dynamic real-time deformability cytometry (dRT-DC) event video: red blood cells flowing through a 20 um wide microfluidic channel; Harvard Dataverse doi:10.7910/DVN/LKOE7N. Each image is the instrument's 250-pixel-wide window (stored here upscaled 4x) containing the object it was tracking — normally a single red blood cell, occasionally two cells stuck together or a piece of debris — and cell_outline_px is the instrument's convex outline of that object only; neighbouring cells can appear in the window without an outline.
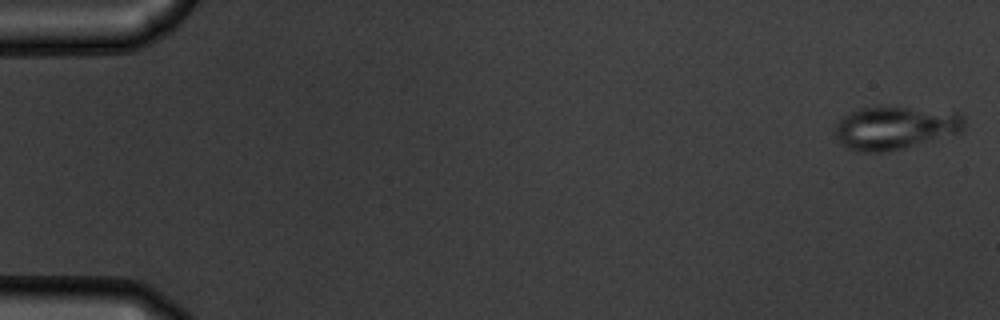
{"species": "common noctule bat (a hibernating species)", "species_latin": "Nyctalus noctula", "temperature_condition": "warm", "stored_images_in_passage": 54, "camera_frame_rate_fps": 3000, "um_per_image_px": 0.085, "animal": {"sex": "male", "body_mass_g": 19.5, "forearm_length_mm": 54.6}, "frame": {"image": 1, "passage_image": 1, "time_ms": 0.0, "image_size_px": [1000, 320], "cell_outline_px": [[964, 128], [960, 132], [900, 148], [880, 152], [860, 152], [848, 148], [840, 144], [836, 136], [836, 124], [840, 116], [860, 108], [908, 108], [956, 112], [964, 116]], "centroid_in_image_um": [76.03, 10.86], "position_along_channel_um": 9.0, "area_um2": 31.73}}
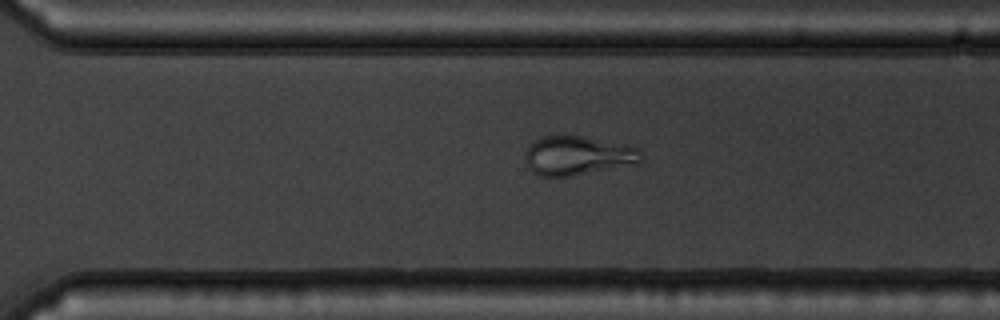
{"frame": {"image": 2, "passage_image": 38, "time_ms": 12.333, "image_size_px": [1000, 320], "cell_outline_px": [[640, 164], [572, 176], [540, 176], [532, 172], [528, 168], [524, 156], [528, 148], [540, 136], [584, 136], [632, 144], [640, 148]], "centroid_in_image_um": [49.18, 13.23], "position_along_channel_um": 321.4, "area_um2": 26.93}}
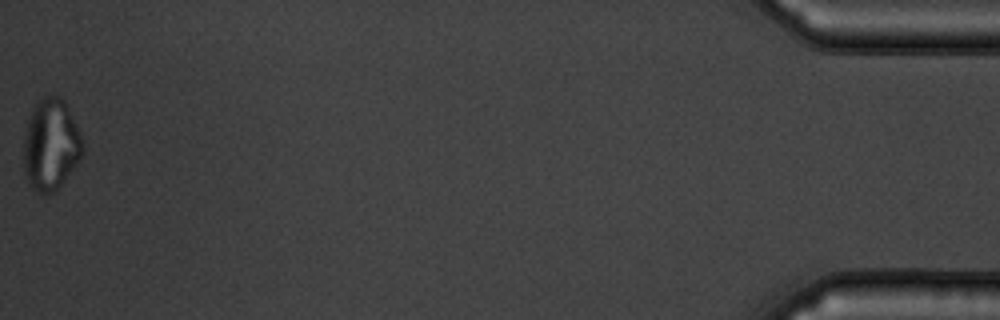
{"frame": {"image": 3, "passage_image": 54, "time_ms": 17.667, "image_size_px": [1000, 320], "cell_outline_px": [[84, 152], [80, 160], [56, 192], [36, 192], [28, 184], [24, 176], [24, 136], [28, 120], [32, 108], [36, 100], [44, 96], [60, 96], [64, 100], [84, 140]], "centroid_in_image_um": [4.33, 12.3], "position_along_channel_um": 430.9, "area_um2": 31.91}, "authors_computed_cell_mechanics": {"area_um2": 29.2468, "velocity_mm_per_s": 3.7688, "shape_relaxation_time_tau1_ms": null, "shape_relaxation_time_tau2_ms": 1.122, "deformation_change_tau1": null, "deformation_change_tau2": 0.0698}}